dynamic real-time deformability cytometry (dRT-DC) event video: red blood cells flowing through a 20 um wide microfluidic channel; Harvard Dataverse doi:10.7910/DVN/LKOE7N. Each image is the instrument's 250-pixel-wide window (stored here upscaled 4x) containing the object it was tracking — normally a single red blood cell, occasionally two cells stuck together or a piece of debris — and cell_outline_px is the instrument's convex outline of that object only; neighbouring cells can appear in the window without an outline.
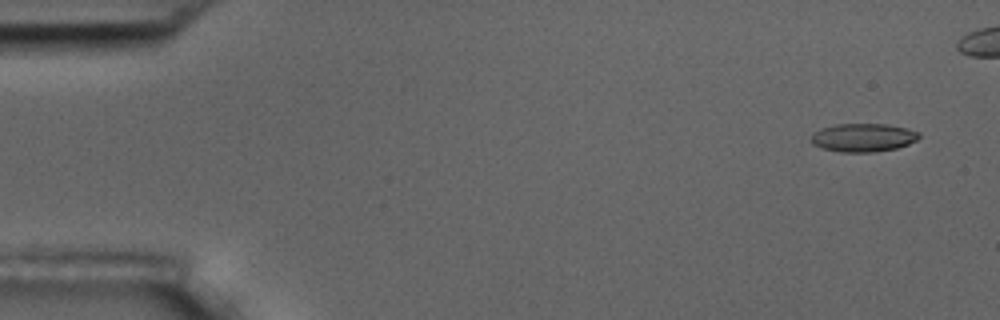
{"species": "common noctule bat (a hibernating species)", "species_latin": "Nyctalus noctula", "temperature_condition": "room temperature", "stored_images_in_passage": 6, "camera_frame_rate_fps": 3000, "um_per_image_px": 0.085, "animal": {"sex": "male", "body_mass_g": 17.5, "forearm_length_mm": 52.3}, "frame": {"image": 1, "passage_image": 1, "time_ms": 0.0, "image_size_px": [1000, 320], "cell_outline_px": [[920, 136], [916, 140], [908, 144], [896, 148], [872, 152], [840, 152], [820, 148], [812, 144], [812, 132], [820, 128], [836, 124], [888, 124], [908, 128], [920, 132]], "centroid_in_image_um": [73.35, 11.69], "position_along_channel_um": 11.6, "area_um2": 17.98}}